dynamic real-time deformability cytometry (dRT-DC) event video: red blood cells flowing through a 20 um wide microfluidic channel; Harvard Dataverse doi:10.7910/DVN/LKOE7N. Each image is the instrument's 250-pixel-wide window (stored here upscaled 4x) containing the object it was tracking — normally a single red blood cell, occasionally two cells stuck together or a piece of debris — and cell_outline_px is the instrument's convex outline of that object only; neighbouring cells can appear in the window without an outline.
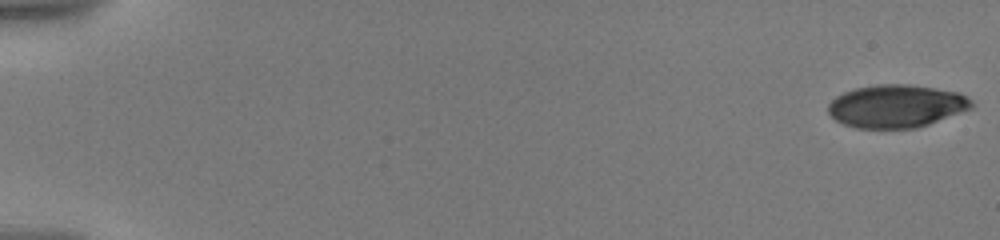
{"species": "human", "species_latin": "Homo sapiens", "temperature_condition": "warm", "stored_images_in_passage": 15, "camera_frame_rate_fps": 3000, "um_per_image_px": 0.085, "donor": {"sex": "male"}, "frame": {"image": 1, "passage_image": 1, "time_ms": 0.0, "image_size_px": [1000, 240], "cell_outline_px": [[976, 104], [972, 108], [928, 124], [916, 128], [856, 128], [844, 124], [836, 120], [828, 112], [828, 104], [836, 96], [844, 92], [856, 88], [876, 84], [908, 84], [960, 92], [968, 96]], "centroid_in_image_um": [76.21, 9.01], "position_along_channel_um": 8.8, "area_um2": 35.89}}
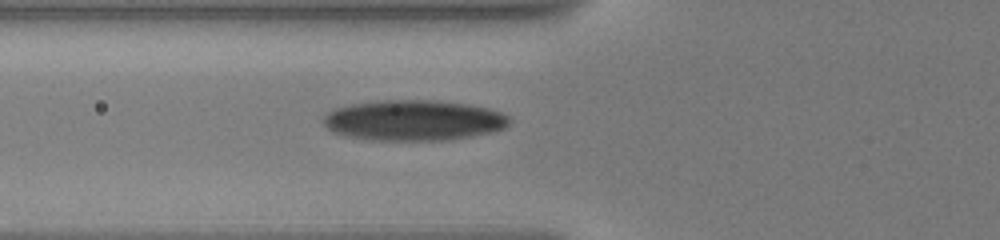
{"frame": {"image": 2, "passage_image": 13, "time_ms": 7.333, "image_size_px": [1000, 240], "cell_outline_px": [[512, 120], [504, 128], [492, 132], [472, 136], [448, 140], [380, 140], [352, 136], [336, 132], [328, 128], [324, 124], [324, 112], [336, 108], [352, 104], [380, 100], [432, 100], [468, 104], [488, 108], [500, 112], [508, 116]], "centroid_in_image_um": [35.2, 10.21], "position_along_channel_um": 90.6, "area_um2": 43.7}}
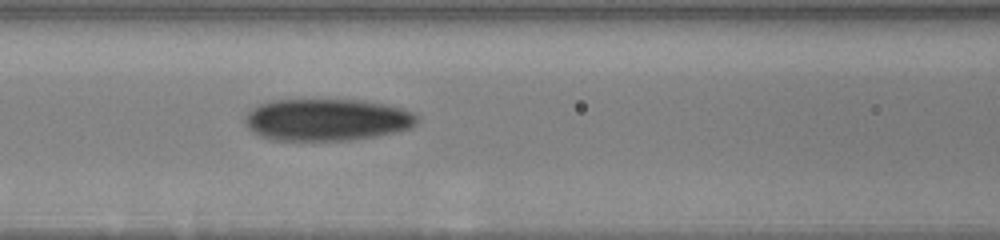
{"frame": {"image": 3, "passage_image": 15, "time_ms": 8.667, "image_size_px": [1000, 240], "cell_outline_px": [[420, 116], [416, 124], [412, 128], [376, 136], [348, 140], [272, 140], [260, 136], [252, 132], [244, 124], [244, 116], [252, 108], [260, 104], [272, 100], [364, 100], [388, 104], [404, 108], [416, 112]], "centroid_in_image_um": [27.82, 10.17], "position_along_channel_um": 138.8, "area_um2": 42.66}}